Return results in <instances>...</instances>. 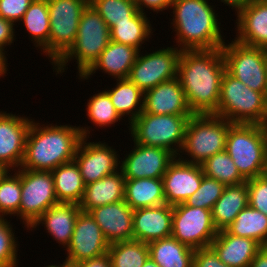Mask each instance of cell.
Wrapping results in <instances>:
<instances>
[{
    "mask_svg": "<svg viewBox=\"0 0 267 267\" xmlns=\"http://www.w3.org/2000/svg\"><path fill=\"white\" fill-rule=\"evenodd\" d=\"M225 71L221 48L181 51L177 77L193 114L217 112Z\"/></svg>",
    "mask_w": 267,
    "mask_h": 267,
    "instance_id": "1",
    "label": "cell"
},
{
    "mask_svg": "<svg viewBox=\"0 0 267 267\" xmlns=\"http://www.w3.org/2000/svg\"><path fill=\"white\" fill-rule=\"evenodd\" d=\"M90 127L40 124L32 120L28 131L25 153L20 168L33 171H52L62 164L74 161L83 137Z\"/></svg>",
    "mask_w": 267,
    "mask_h": 267,
    "instance_id": "2",
    "label": "cell"
},
{
    "mask_svg": "<svg viewBox=\"0 0 267 267\" xmlns=\"http://www.w3.org/2000/svg\"><path fill=\"white\" fill-rule=\"evenodd\" d=\"M208 0H172L171 24L175 31L176 46L181 50L221 48L225 40L215 6Z\"/></svg>",
    "mask_w": 267,
    "mask_h": 267,
    "instance_id": "3",
    "label": "cell"
},
{
    "mask_svg": "<svg viewBox=\"0 0 267 267\" xmlns=\"http://www.w3.org/2000/svg\"><path fill=\"white\" fill-rule=\"evenodd\" d=\"M110 42V29L90 4L83 10L77 37L70 49L53 65L56 74L64 73L68 62L76 59L78 75L83 76L98 60Z\"/></svg>",
    "mask_w": 267,
    "mask_h": 267,
    "instance_id": "4",
    "label": "cell"
},
{
    "mask_svg": "<svg viewBox=\"0 0 267 267\" xmlns=\"http://www.w3.org/2000/svg\"><path fill=\"white\" fill-rule=\"evenodd\" d=\"M225 151L247 181L263 175L267 153V129L261 124L233 123Z\"/></svg>",
    "mask_w": 267,
    "mask_h": 267,
    "instance_id": "5",
    "label": "cell"
},
{
    "mask_svg": "<svg viewBox=\"0 0 267 267\" xmlns=\"http://www.w3.org/2000/svg\"><path fill=\"white\" fill-rule=\"evenodd\" d=\"M232 124L214 114L192 115L188 120L183 148L178 157L184 162L201 165L209 157L225 151L227 134Z\"/></svg>",
    "mask_w": 267,
    "mask_h": 267,
    "instance_id": "6",
    "label": "cell"
},
{
    "mask_svg": "<svg viewBox=\"0 0 267 267\" xmlns=\"http://www.w3.org/2000/svg\"><path fill=\"white\" fill-rule=\"evenodd\" d=\"M267 97L250 89L227 71L223 74L217 112L231 123L263 124Z\"/></svg>",
    "mask_w": 267,
    "mask_h": 267,
    "instance_id": "7",
    "label": "cell"
},
{
    "mask_svg": "<svg viewBox=\"0 0 267 267\" xmlns=\"http://www.w3.org/2000/svg\"><path fill=\"white\" fill-rule=\"evenodd\" d=\"M192 115H154L142 111L128 126L133 142L149 147L165 148L179 156L185 130Z\"/></svg>",
    "mask_w": 267,
    "mask_h": 267,
    "instance_id": "8",
    "label": "cell"
},
{
    "mask_svg": "<svg viewBox=\"0 0 267 267\" xmlns=\"http://www.w3.org/2000/svg\"><path fill=\"white\" fill-rule=\"evenodd\" d=\"M50 17L49 59L53 66L74 44L89 0H47Z\"/></svg>",
    "mask_w": 267,
    "mask_h": 267,
    "instance_id": "9",
    "label": "cell"
},
{
    "mask_svg": "<svg viewBox=\"0 0 267 267\" xmlns=\"http://www.w3.org/2000/svg\"><path fill=\"white\" fill-rule=\"evenodd\" d=\"M226 71L250 89L267 97L266 49L245 46L234 39L221 47Z\"/></svg>",
    "mask_w": 267,
    "mask_h": 267,
    "instance_id": "10",
    "label": "cell"
},
{
    "mask_svg": "<svg viewBox=\"0 0 267 267\" xmlns=\"http://www.w3.org/2000/svg\"><path fill=\"white\" fill-rule=\"evenodd\" d=\"M58 203L51 171L21 168L19 219L27 230L44 212Z\"/></svg>",
    "mask_w": 267,
    "mask_h": 267,
    "instance_id": "11",
    "label": "cell"
},
{
    "mask_svg": "<svg viewBox=\"0 0 267 267\" xmlns=\"http://www.w3.org/2000/svg\"><path fill=\"white\" fill-rule=\"evenodd\" d=\"M217 233L211 210L185 203L173 206L171 236L180 243L194 250L209 247Z\"/></svg>",
    "mask_w": 267,
    "mask_h": 267,
    "instance_id": "12",
    "label": "cell"
},
{
    "mask_svg": "<svg viewBox=\"0 0 267 267\" xmlns=\"http://www.w3.org/2000/svg\"><path fill=\"white\" fill-rule=\"evenodd\" d=\"M181 51L174 46L145 54L139 51L128 79L145 92L164 81L177 77Z\"/></svg>",
    "mask_w": 267,
    "mask_h": 267,
    "instance_id": "13",
    "label": "cell"
},
{
    "mask_svg": "<svg viewBox=\"0 0 267 267\" xmlns=\"http://www.w3.org/2000/svg\"><path fill=\"white\" fill-rule=\"evenodd\" d=\"M83 137L77 148L74 161L79 167L85 185L100 180L120 169L117 151L106 142H87Z\"/></svg>",
    "mask_w": 267,
    "mask_h": 267,
    "instance_id": "14",
    "label": "cell"
},
{
    "mask_svg": "<svg viewBox=\"0 0 267 267\" xmlns=\"http://www.w3.org/2000/svg\"><path fill=\"white\" fill-rule=\"evenodd\" d=\"M120 162L125 179L162 178L176 156L169 150L137 143Z\"/></svg>",
    "mask_w": 267,
    "mask_h": 267,
    "instance_id": "15",
    "label": "cell"
},
{
    "mask_svg": "<svg viewBox=\"0 0 267 267\" xmlns=\"http://www.w3.org/2000/svg\"><path fill=\"white\" fill-rule=\"evenodd\" d=\"M100 226L88 212H80L67 251V260L82 262L105 255L109 249Z\"/></svg>",
    "mask_w": 267,
    "mask_h": 267,
    "instance_id": "16",
    "label": "cell"
},
{
    "mask_svg": "<svg viewBox=\"0 0 267 267\" xmlns=\"http://www.w3.org/2000/svg\"><path fill=\"white\" fill-rule=\"evenodd\" d=\"M17 115L0 111V163L11 171L22 164L32 123V119Z\"/></svg>",
    "mask_w": 267,
    "mask_h": 267,
    "instance_id": "17",
    "label": "cell"
},
{
    "mask_svg": "<svg viewBox=\"0 0 267 267\" xmlns=\"http://www.w3.org/2000/svg\"><path fill=\"white\" fill-rule=\"evenodd\" d=\"M203 176L201 165L176 157L162 177L166 203L171 206L184 203L200 187Z\"/></svg>",
    "mask_w": 267,
    "mask_h": 267,
    "instance_id": "18",
    "label": "cell"
},
{
    "mask_svg": "<svg viewBox=\"0 0 267 267\" xmlns=\"http://www.w3.org/2000/svg\"><path fill=\"white\" fill-rule=\"evenodd\" d=\"M133 209L123 200L88 211L109 244L133 239Z\"/></svg>",
    "mask_w": 267,
    "mask_h": 267,
    "instance_id": "19",
    "label": "cell"
},
{
    "mask_svg": "<svg viewBox=\"0 0 267 267\" xmlns=\"http://www.w3.org/2000/svg\"><path fill=\"white\" fill-rule=\"evenodd\" d=\"M143 111L154 115H194L178 77L145 91Z\"/></svg>",
    "mask_w": 267,
    "mask_h": 267,
    "instance_id": "20",
    "label": "cell"
},
{
    "mask_svg": "<svg viewBox=\"0 0 267 267\" xmlns=\"http://www.w3.org/2000/svg\"><path fill=\"white\" fill-rule=\"evenodd\" d=\"M235 41L267 49V0H252L236 12Z\"/></svg>",
    "mask_w": 267,
    "mask_h": 267,
    "instance_id": "21",
    "label": "cell"
},
{
    "mask_svg": "<svg viewBox=\"0 0 267 267\" xmlns=\"http://www.w3.org/2000/svg\"><path fill=\"white\" fill-rule=\"evenodd\" d=\"M173 206L167 203L133 211V239L144 243L170 237Z\"/></svg>",
    "mask_w": 267,
    "mask_h": 267,
    "instance_id": "22",
    "label": "cell"
},
{
    "mask_svg": "<svg viewBox=\"0 0 267 267\" xmlns=\"http://www.w3.org/2000/svg\"><path fill=\"white\" fill-rule=\"evenodd\" d=\"M81 212L79 204L59 202L44 212L28 230H35L40 224L59 246L67 248L71 242L76 219Z\"/></svg>",
    "mask_w": 267,
    "mask_h": 267,
    "instance_id": "23",
    "label": "cell"
},
{
    "mask_svg": "<svg viewBox=\"0 0 267 267\" xmlns=\"http://www.w3.org/2000/svg\"><path fill=\"white\" fill-rule=\"evenodd\" d=\"M138 53L139 50L135 47L110 40L98 60L78 79L87 80L98 70H102L103 73L110 75V77L113 76L112 78L114 79H128Z\"/></svg>",
    "mask_w": 267,
    "mask_h": 267,
    "instance_id": "24",
    "label": "cell"
},
{
    "mask_svg": "<svg viewBox=\"0 0 267 267\" xmlns=\"http://www.w3.org/2000/svg\"><path fill=\"white\" fill-rule=\"evenodd\" d=\"M219 259L230 267H249L262 246L255 240L220 230L211 243Z\"/></svg>",
    "mask_w": 267,
    "mask_h": 267,
    "instance_id": "25",
    "label": "cell"
},
{
    "mask_svg": "<svg viewBox=\"0 0 267 267\" xmlns=\"http://www.w3.org/2000/svg\"><path fill=\"white\" fill-rule=\"evenodd\" d=\"M125 178L121 169L86 185L79 207L82 212L124 200Z\"/></svg>",
    "mask_w": 267,
    "mask_h": 267,
    "instance_id": "26",
    "label": "cell"
},
{
    "mask_svg": "<svg viewBox=\"0 0 267 267\" xmlns=\"http://www.w3.org/2000/svg\"><path fill=\"white\" fill-rule=\"evenodd\" d=\"M247 205V181L236 185H225L221 197L211 210L215 228L218 231L224 230Z\"/></svg>",
    "mask_w": 267,
    "mask_h": 267,
    "instance_id": "27",
    "label": "cell"
},
{
    "mask_svg": "<svg viewBox=\"0 0 267 267\" xmlns=\"http://www.w3.org/2000/svg\"><path fill=\"white\" fill-rule=\"evenodd\" d=\"M124 201L133 210L165 204L162 178L125 179Z\"/></svg>",
    "mask_w": 267,
    "mask_h": 267,
    "instance_id": "28",
    "label": "cell"
},
{
    "mask_svg": "<svg viewBox=\"0 0 267 267\" xmlns=\"http://www.w3.org/2000/svg\"><path fill=\"white\" fill-rule=\"evenodd\" d=\"M149 257L159 267H193L194 249L170 236L148 243Z\"/></svg>",
    "mask_w": 267,
    "mask_h": 267,
    "instance_id": "29",
    "label": "cell"
},
{
    "mask_svg": "<svg viewBox=\"0 0 267 267\" xmlns=\"http://www.w3.org/2000/svg\"><path fill=\"white\" fill-rule=\"evenodd\" d=\"M21 22H23L27 33L29 32V38L33 41L34 46L40 48L41 52L45 53L44 56H48L49 59L50 17L47 0H34Z\"/></svg>",
    "mask_w": 267,
    "mask_h": 267,
    "instance_id": "30",
    "label": "cell"
},
{
    "mask_svg": "<svg viewBox=\"0 0 267 267\" xmlns=\"http://www.w3.org/2000/svg\"><path fill=\"white\" fill-rule=\"evenodd\" d=\"M121 117H128L130 125L143 111L144 92L129 79H116L114 88L105 90Z\"/></svg>",
    "mask_w": 267,
    "mask_h": 267,
    "instance_id": "31",
    "label": "cell"
},
{
    "mask_svg": "<svg viewBox=\"0 0 267 267\" xmlns=\"http://www.w3.org/2000/svg\"><path fill=\"white\" fill-rule=\"evenodd\" d=\"M58 202L77 203L83 198L86 187L75 161L62 164L51 171Z\"/></svg>",
    "mask_w": 267,
    "mask_h": 267,
    "instance_id": "32",
    "label": "cell"
},
{
    "mask_svg": "<svg viewBox=\"0 0 267 267\" xmlns=\"http://www.w3.org/2000/svg\"><path fill=\"white\" fill-rule=\"evenodd\" d=\"M225 230L234 236L251 238L262 247L267 246V216L250 205L240 211Z\"/></svg>",
    "mask_w": 267,
    "mask_h": 267,
    "instance_id": "33",
    "label": "cell"
},
{
    "mask_svg": "<svg viewBox=\"0 0 267 267\" xmlns=\"http://www.w3.org/2000/svg\"><path fill=\"white\" fill-rule=\"evenodd\" d=\"M153 29L147 14L139 11L130 21L115 23L110 29V40L141 51L142 44L152 37Z\"/></svg>",
    "mask_w": 267,
    "mask_h": 267,
    "instance_id": "34",
    "label": "cell"
},
{
    "mask_svg": "<svg viewBox=\"0 0 267 267\" xmlns=\"http://www.w3.org/2000/svg\"><path fill=\"white\" fill-rule=\"evenodd\" d=\"M112 267H142L149 258L148 244L139 240H126L109 245Z\"/></svg>",
    "mask_w": 267,
    "mask_h": 267,
    "instance_id": "35",
    "label": "cell"
},
{
    "mask_svg": "<svg viewBox=\"0 0 267 267\" xmlns=\"http://www.w3.org/2000/svg\"><path fill=\"white\" fill-rule=\"evenodd\" d=\"M201 168L205 176L224 185H236L246 181L226 151L209 157L201 164Z\"/></svg>",
    "mask_w": 267,
    "mask_h": 267,
    "instance_id": "36",
    "label": "cell"
},
{
    "mask_svg": "<svg viewBox=\"0 0 267 267\" xmlns=\"http://www.w3.org/2000/svg\"><path fill=\"white\" fill-rule=\"evenodd\" d=\"M8 170L0 180V216H17L21 203V168ZM14 173V174H13ZM13 174V175H12Z\"/></svg>",
    "mask_w": 267,
    "mask_h": 267,
    "instance_id": "37",
    "label": "cell"
},
{
    "mask_svg": "<svg viewBox=\"0 0 267 267\" xmlns=\"http://www.w3.org/2000/svg\"><path fill=\"white\" fill-rule=\"evenodd\" d=\"M89 4L109 29L117 22L130 21L139 12L134 0H89Z\"/></svg>",
    "mask_w": 267,
    "mask_h": 267,
    "instance_id": "38",
    "label": "cell"
},
{
    "mask_svg": "<svg viewBox=\"0 0 267 267\" xmlns=\"http://www.w3.org/2000/svg\"><path fill=\"white\" fill-rule=\"evenodd\" d=\"M86 106L88 119L97 127H111L123 119L116 111L105 89L91 96Z\"/></svg>",
    "mask_w": 267,
    "mask_h": 267,
    "instance_id": "39",
    "label": "cell"
},
{
    "mask_svg": "<svg viewBox=\"0 0 267 267\" xmlns=\"http://www.w3.org/2000/svg\"><path fill=\"white\" fill-rule=\"evenodd\" d=\"M224 188L223 183L204 175L200 187L184 203L188 206L212 210Z\"/></svg>",
    "mask_w": 267,
    "mask_h": 267,
    "instance_id": "40",
    "label": "cell"
},
{
    "mask_svg": "<svg viewBox=\"0 0 267 267\" xmlns=\"http://www.w3.org/2000/svg\"><path fill=\"white\" fill-rule=\"evenodd\" d=\"M12 226L10 221L0 216V267H18L19 264V242Z\"/></svg>",
    "mask_w": 267,
    "mask_h": 267,
    "instance_id": "41",
    "label": "cell"
},
{
    "mask_svg": "<svg viewBox=\"0 0 267 267\" xmlns=\"http://www.w3.org/2000/svg\"><path fill=\"white\" fill-rule=\"evenodd\" d=\"M248 205L267 216V177L257 176L247 180Z\"/></svg>",
    "mask_w": 267,
    "mask_h": 267,
    "instance_id": "42",
    "label": "cell"
},
{
    "mask_svg": "<svg viewBox=\"0 0 267 267\" xmlns=\"http://www.w3.org/2000/svg\"><path fill=\"white\" fill-rule=\"evenodd\" d=\"M34 0H0V16L5 20L20 23Z\"/></svg>",
    "mask_w": 267,
    "mask_h": 267,
    "instance_id": "43",
    "label": "cell"
},
{
    "mask_svg": "<svg viewBox=\"0 0 267 267\" xmlns=\"http://www.w3.org/2000/svg\"><path fill=\"white\" fill-rule=\"evenodd\" d=\"M193 267H230L223 263L214 249L209 247L199 248L193 254Z\"/></svg>",
    "mask_w": 267,
    "mask_h": 267,
    "instance_id": "44",
    "label": "cell"
},
{
    "mask_svg": "<svg viewBox=\"0 0 267 267\" xmlns=\"http://www.w3.org/2000/svg\"><path fill=\"white\" fill-rule=\"evenodd\" d=\"M15 25L13 22L5 20L0 16V53L7 58L5 55L7 54L5 47L12 45L13 41L16 40Z\"/></svg>",
    "mask_w": 267,
    "mask_h": 267,
    "instance_id": "45",
    "label": "cell"
},
{
    "mask_svg": "<svg viewBox=\"0 0 267 267\" xmlns=\"http://www.w3.org/2000/svg\"><path fill=\"white\" fill-rule=\"evenodd\" d=\"M137 6V9L142 12L146 13V10L150 9L153 12L159 13L160 11L167 10L171 7L172 0H134ZM145 11V12H144Z\"/></svg>",
    "mask_w": 267,
    "mask_h": 267,
    "instance_id": "46",
    "label": "cell"
},
{
    "mask_svg": "<svg viewBox=\"0 0 267 267\" xmlns=\"http://www.w3.org/2000/svg\"><path fill=\"white\" fill-rule=\"evenodd\" d=\"M82 267H112L109 255L106 253L103 256L85 260L80 262Z\"/></svg>",
    "mask_w": 267,
    "mask_h": 267,
    "instance_id": "47",
    "label": "cell"
},
{
    "mask_svg": "<svg viewBox=\"0 0 267 267\" xmlns=\"http://www.w3.org/2000/svg\"><path fill=\"white\" fill-rule=\"evenodd\" d=\"M249 267H267V246L257 252Z\"/></svg>",
    "mask_w": 267,
    "mask_h": 267,
    "instance_id": "48",
    "label": "cell"
},
{
    "mask_svg": "<svg viewBox=\"0 0 267 267\" xmlns=\"http://www.w3.org/2000/svg\"><path fill=\"white\" fill-rule=\"evenodd\" d=\"M220 1L229 6V8H231L232 10L234 9L236 13V11L245 7L252 0H220Z\"/></svg>",
    "mask_w": 267,
    "mask_h": 267,
    "instance_id": "49",
    "label": "cell"
},
{
    "mask_svg": "<svg viewBox=\"0 0 267 267\" xmlns=\"http://www.w3.org/2000/svg\"><path fill=\"white\" fill-rule=\"evenodd\" d=\"M7 62H8L7 59L0 53V77L1 78H2V76L3 77L6 76L7 71H9L7 68V66H8Z\"/></svg>",
    "mask_w": 267,
    "mask_h": 267,
    "instance_id": "50",
    "label": "cell"
},
{
    "mask_svg": "<svg viewBox=\"0 0 267 267\" xmlns=\"http://www.w3.org/2000/svg\"><path fill=\"white\" fill-rule=\"evenodd\" d=\"M62 267H82V264L80 262H73V261L64 259L62 263Z\"/></svg>",
    "mask_w": 267,
    "mask_h": 267,
    "instance_id": "51",
    "label": "cell"
},
{
    "mask_svg": "<svg viewBox=\"0 0 267 267\" xmlns=\"http://www.w3.org/2000/svg\"><path fill=\"white\" fill-rule=\"evenodd\" d=\"M142 267H159V266L149 257Z\"/></svg>",
    "mask_w": 267,
    "mask_h": 267,
    "instance_id": "52",
    "label": "cell"
},
{
    "mask_svg": "<svg viewBox=\"0 0 267 267\" xmlns=\"http://www.w3.org/2000/svg\"><path fill=\"white\" fill-rule=\"evenodd\" d=\"M7 171L8 169L0 163V180L6 174Z\"/></svg>",
    "mask_w": 267,
    "mask_h": 267,
    "instance_id": "53",
    "label": "cell"
},
{
    "mask_svg": "<svg viewBox=\"0 0 267 267\" xmlns=\"http://www.w3.org/2000/svg\"><path fill=\"white\" fill-rule=\"evenodd\" d=\"M263 175H264L265 177H267V153H266V158H265V168H264Z\"/></svg>",
    "mask_w": 267,
    "mask_h": 267,
    "instance_id": "54",
    "label": "cell"
},
{
    "mask_svg": "<svg viewBox=\"0 0 267 267\" xmlns=\"http://www.w3.org/2000/svg\"><path fill=\"white\" fill-rule=\"evenodd\" d=\"M262 125L267 129V103H266V116Z\"/></svg>",
    "mask_w": 267,
    "mask_h": 267,
    "instance_id": "55",
    "label": "cell"
},
{
    "mask_svg": "<svg viewBox=\"0 0 267 267\" xmlns=\"http://www.w3.org/2000/svg\"><path fill=\"white\" fill-rule=\"evenodd\" d=\"M46 267H62V264H61V263L58 264V265H55V264L53 265V264H52V265H48V266H46Z\"/></svg>",
    "mask_w": 267,
    "mask_h": 267,
    "instance_id": "56",
    "label": "cell"
},
{
    "mask_svg": "<svg viewBox=\"0 0 267 267\" xmlns=\"http://www.w3.org/2000/svg\"><path fill=\"white\" fill-rule=\"evenodd\" d=\"M265 59H266V70H267V49H266V56H265Z\"/></svg>",
    "mask_w": 267,
    "mask_h": 267,
    "instance_id": "57",
    "label": "cell"
}]
</instances>
